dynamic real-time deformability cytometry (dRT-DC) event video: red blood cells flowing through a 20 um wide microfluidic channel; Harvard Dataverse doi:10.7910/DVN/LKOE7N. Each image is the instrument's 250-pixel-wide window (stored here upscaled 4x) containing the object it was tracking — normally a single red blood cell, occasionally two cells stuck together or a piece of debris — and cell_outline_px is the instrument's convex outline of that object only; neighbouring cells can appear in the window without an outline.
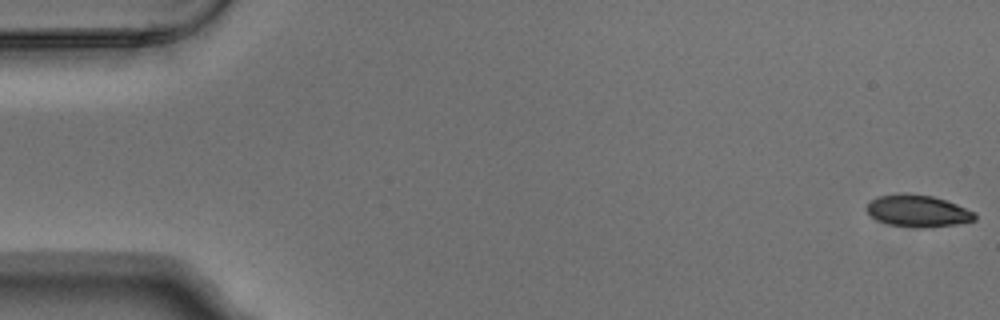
{"species": "Egyptian fruit bat (a non-hibernating species)", "species_latin": "Rousettus aegyptiacus", "temperature_condition": "warm", "stored_images_in_passage": 4, "camera_frame_rate_fps": 3000, "um_per_image_px": 0.085, "animal": {"sex": "male"}, "frame": {"image": 1, "passage_image": 1, "time_ms": 0.0, "image_size_px": [1000, 320], "cell_outline_px": [[976, 220], [956, 224], [920, 228], [916, 228], [888, 224], [876, 220], [864, 208], [868, 200], [876, 196], [904, 192], [932, 196], [956, 204], [976, 212]], "centroid_in_image_um": [77.96, 17.91], "position_along_channel_um": 7.0, "area_um2": 20.4}}